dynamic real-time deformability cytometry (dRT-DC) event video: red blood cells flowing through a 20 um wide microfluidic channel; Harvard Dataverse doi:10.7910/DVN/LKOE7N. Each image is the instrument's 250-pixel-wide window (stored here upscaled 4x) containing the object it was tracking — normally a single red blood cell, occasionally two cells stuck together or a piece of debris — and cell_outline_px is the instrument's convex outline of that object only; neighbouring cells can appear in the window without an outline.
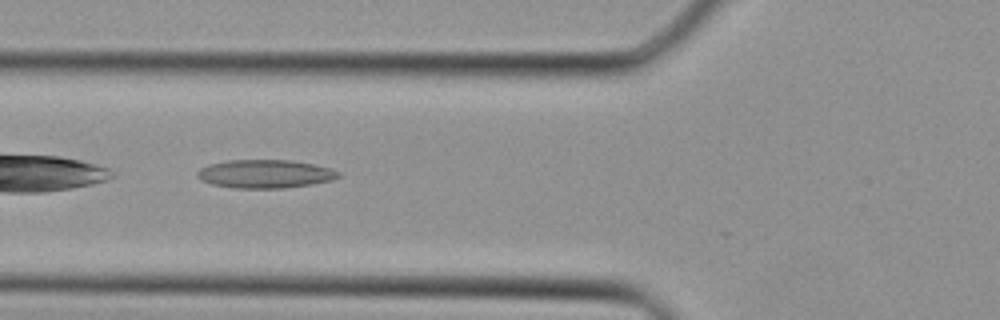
{"species": "Egyptian fruit bat (a non-hibernating species)", "species_latin": "Rousettus aegyptiacus", "temperature_condition": "cold", "stored_images_in_passage": 6, "camera_frame_rate_fps": 3000, "um_per_image_px": 0.085, "animal": {"sex": "female"}, "frame": {"image": 1, "passage_image": 3, "time_ms": 0.667, "image_size_px": [1000, 320], "cell_outline_px": [[340, 176], [332, 180], [312, 184], [284, 188], [236, 188], [212, 184], [200, 180], [196, 176], [196, 172], [200, 168], [208, 164], [228, 160], [288, 160], [312, 164], [328, 168], [340, 172]], "centroid_in_image_um": [22.49, 14.78], "position_along_channel_um": 103.3, "area_um2": 23.29}}
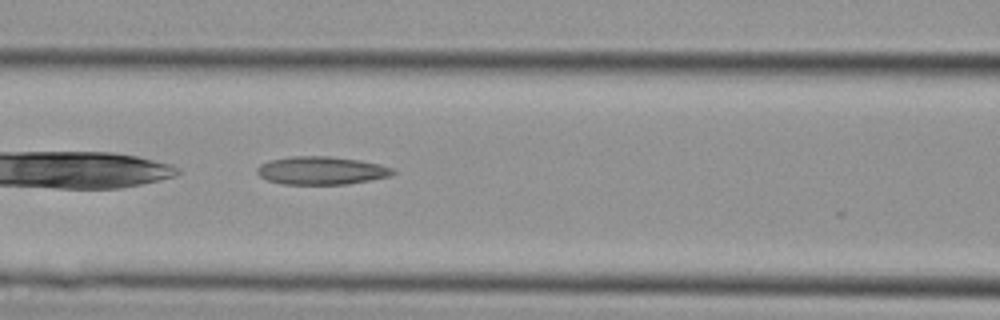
{"frame": {"image": 2, "passage_image": 5, "time_ms": 1.333, "image_size_px": [1000, 320], "cell_outline_px": [[396, 172], [392, 176], [344, 184], [284, 184], [268, 180], [260, 176], [256, 172], [256, 168], [260, 164], [268, 160], [292, 156], [332, 156], [360, 160], [380, 164], [392, 168]], "centroid_in_image_um": [27.31, 14.48], "position_along_channel_um": 139.3, "area_um2": 22.25}}